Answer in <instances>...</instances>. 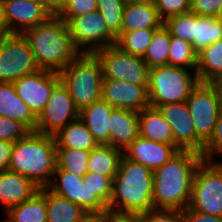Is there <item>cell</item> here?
<instances>
[{
	"label": "cell",
	"instance_id": "1",
	"mask_svg": "<svg viewBox=\"0 0 222 222\" xmlns=\"http://www.w3.org/2000/svg\"><path fill=\"white\" fill-rule=\"evenodd\" d=\"M203 160L192 150H179L154 173L153 208L183 211L188 207L193 177Z\"/></svg>",
	"mask_w": 222,
	"mask_h": 222
},
{
	"label": "cell",
	"instance_id": "2",
	"mask_svg": "<svg viewBox=\"0 0 222 222\" xmlns=\"http://www.w3.org/2000/svg\"><path fill=\"white\" fill-rule=\"evenodd\" d=\"M22 35L40 69L59 73L81 53L74 45L67 23L58 16H51Z\"/></svg>",
	"mask_w": 222,
	"mask_h": 222
},
{
	"label": "cell",
	"instance_id": "3",
	"mask_svg": "<svg viewBox=\"0 0 222 222\" xmlns=\"http://www.w3.org/2000/svg\"><path fill=\"white\" fill-rule=\"evenodd\" d=\"M56 148L54 136L28 132L13 144L8 169L39 188L47 187L57 167Z\"/></svg>",
	"mask_w": 222,
	"mask_h": 222
},
{
	"label": "cell",
	"instance_id": "4",
	"mask_svg": "<svg viewBox=\"0 0 222 222\" xmlns=\"http://www.w3.org/2000/svg\"><path fill=\"white\" fill-rule=\"evenodd\" d=\"M154 173L124 155L113 179L108 209L143 214L153 209Z\"/></svg>",
	"mask_w": 222,
	"mask_h": 222
},
{
	"label": "cell",
	"instance_id": "5",
	"mask_svg": "<svg viewBox=\"0 0 222 222\" xmlns=\"http://www.w3.org/2000/svg\"><path fill=\"white\" fill-rule=\"evenodd\" d=\"M59 74L79 111L101 99L102 67L94 53H80Z\"/></svg>",
	"mask_w": 222,
	"mask_h": 222
},
{
	"label": "cell",
	"instance_id": "6",
	"mask_svg": "<svg viewBox=\"0 0 222 222\" xmlns=\"http://www.w3.org/2000/svg\"><path fill=\"white\" fill-rule=\"evenodd\" d=\"M199 83L196 72L172 65L150 68L149 105L158 106L186 102L192 89Z\"/></svg>",
	"mask_w": 222,
	"mask_h": 222
},
{
	"label": "cell",
	"instance_id": "7",
	"mask_svg": "<svg viewBox=\"0 0 222 222\" xmlns=\"http://www.w3.org/2000/svg\"><path fill=\"white\" fill-rule=\"evenodd\" d=\"M188 208L222 217V162H200L193 177Z\"/></svg>",
	"mask_w": 222,
	"mask_h": 222
},
{
	"label": "cell",
	"instance_id": "8",
	"mask_svg": "<svg viewBox=\"0 0 222 222\" xmlns=\"http://www.w3.org/2000/svg\"><path fill=\"white\" fill-rule=\"evenodd\" d=\"M103 79H114L149 86L150 67L140 56L123 51L116 44L96 50Z\"/></svg>",
	"mask_w": 222,
	"mask_h": 222
},
{
	"label": "cell",
	"instance_id": "9",
	"mask_svg": "<svg viewBox=\"0 0 222 222\" xmlns=\"http://www.w3.org/2000/svg\"><path fill=\"white\" fill-rule=\"evenodd\" d=\"M186 102L196 135L205 144L210 139L222 112V98L213 83L199 82L190 92Z\"/></svg>",
	"mask_w": 222,
	"mask_h": 222
},
{
	"label": "cell",
	"instance_id": "10",
	"mask_svg": "<svg viewBox=\"0 0 222 222\" xmlns=\"http://www.w3.org/2000/svg\"><path fill=\"white\" fill-rule=\"evenodd\" d=\"M39 69L22 34L8 33L0 38V82L14 83Z\"/></svg>",
	"mask_w": 222,
	"mask_h": 222
},
{
	"label": "cell",
	"instance_id": "11",
	"mask_svg": "<svg viewBox=\"0 0 222 222\" xmlns=\"http://www.w3.org/2000/svg\"><path fill=\"white\" fill-rule=\"evenodd\" d=\"M67 25L74 45L81 53H94L96 50L116 44L117 38L108 30L98 11L72 17Z\"/></svg>",
	"mask_w": 222,
	"mask_h": 222
},
{
	"label": "cell",
	"instance_id": "12",
	"mask_svg": "<svg viewBox=\"0 0 222 222\" xmlns=\"http://www.w3.org/2000/svg\"><path fill=\"white\" fill-rule=\"evenodd\" d=\"M77 118H79V110L75 107L68 88L60 81L52 90L48 102L37 117L35 131L55 136Z\"/></svg>",
	"mask_w": 222,
	"mask_h": 222
},
{
	"label": "cell",
	"instance_id": "13",
	"mask_svg": "<svg viewBox=\"0 0 222 222\" xmlns=\"http://www.w3.org/2000/svg\"><path fill=\"white\" fill-rule=\"evenodd\" d=\"M61 81L58 72L39 69L24 75L13 84L18 97L38 117L43 111L54 87Z\"/></svg>",
	"mask_w": 222,
	"mask_h": 222
},
{
	"label": "cell",
	"instance_id": "14",
	"mask_svg": "<svg viewBox=\"0 0 222 222\" xmlns=\"http://www.w3.org/2000/svg\"><path fill=\"white\" fill-rule=\"evenodd\" d=\"M157 108L172 129L174 143L181 150L202 154L205 144L196 135L187 102L164 104Z\"/></svg>",
	"mask_w": 222,
	"mask_h": 222
},
{
	"label": "cell",
	"instance_id": "15",
	"mask_svg": "<svg viewBox=\"0 0 222 222\" xmlns=\"http://www.w3.org/2000/svg\"><path fill=\"white\" fill-rule=\"evenodd\" d=\"M7 33L22 34L51 16L40 2L31 0H0Z\"/></svg>",
	"mask_w": 222,
	"mask_h": 222
},
{
	"label": "cell",
	"instance_id": "16",
	"mask_svg": "<svg viewBox=\"0 0 222 222\" xmlns=\"http://www.w3.org/2000/svg\"><path fill=\"white\" fill-rule=\"evenodd\" d=\"M101 99L114 109L140 112L150 106L148 86L114 79H102Z\"/></svg>",
	"mask_w": 222,
	"mask_h": 222
},
{
	"label": "cell",
	"instance_id": "17",
	"mask_svg": "<svg viewBox=\"0 0 222 222\" xmlns=\"http://www.w3.org/2000/svg\"><path fill=\"white\" fill-rule=\"evenodd\" d=\"M178 151L174 145L155 142L138 136L123 151V155L133 162L147 166L154 172Z\"/></svg>",
	"mask_w": 222,
	"mask_h": 222
},
{
	"label": "cell",
	"instance_id": "18",
	"mask_svg": "<svg viewBox=\"0 0 222 222\" xmlns=\"http://www.w3.org/2000/svg\"><path fill=\"white\" fill-rule=\"evenodd\" d=\"M47 188L55 194L69 199L71 202L81 206L86 212L91 213L90 189L83 177L63 169H56ZM55 178H58L54 180Z\"/></svg>",
	"mask_w": 222,
	"mask_h": 222
},
{
	"label": "cell",
	"instance_id": "19",
	"mask_svg": "<svg viewBox=\"0 0 222 222\" xmlns=\"http://www.w3.org/2000/svg\"><path fill=\"white\" fill-rule=\"evenodd\" d=\"M37 191L39 187L17 172H0V203L5 211L30 199Z\"/></svg>",
	"mask_w": 222,
	"mask_h": 222
},
{
	"label": "cell",
	"instance_id": "20",
	"mask_svg": "<svg viewBox=\"0 0 222 222\" xmlns=\"http://www.w3.org/2000/svg\"><path fill=\"white\" fill-rule=\"evenodd\" d=\"M164 25V21L158 14L153 1L126 3L122 32H132L136 30H158Z\"/></svg>",
	"mask_w": 222,
	"mask_h": 222
},
{
	"label": "cell",
	"instance_id": "21",
	"mask_svg": "<svg viewBox=\"0 0 222 222\" xmlns=\"http://www.w3.org/2000/svg\"><path fill=\"white\" fill-rule=\"evenodd\" d=\"M138 136V112L115 109L110 116V145L124 151Z\"/></svg>",
	"mask_w": 222,
	"mask_h": 222
},
{
	"label": "cell",
	"instance_id": "22",
	"mask_svg": "<svg viewBox=\"0 0 222 222\" xmlns=\"http://www.w3.org/2000/svg\"><path fill=\"white\" fill-rule=\"evenodd\" d=\"M115 109L102 99L79 111V119L98 144L110 145V116Z\"/></svg>",
	"mask_w": 222,
	"mask_h": 222
},
{
	"label": "cell",
	"instance_id": "23",
	"mask_svg": "<svg viewBox=\"0 0 222 222\" xmlns=\"http://www.w3.org/2000/svg\"><path fill=\"white\" fill-rule=\"evenodd\" d=\"M0 116L20 122L29 132L35 131L37 117L18 97L13 83L0 82Z\"/></svg>",
	"mask_w": 222,
	"mask_h": 222
},
{
	"label": "cell",
	"instance_id": "24",
	"mask_svg": "<svg viewBox=\"0 0 222 222\" xmlns=\"http://www.w3.org/2000/svg\"><path fill=\"white\" fill-rule=\"evenodd\" d=\"M139 117V136L145 139L174 145L181 150L175 143L173 132L170 125L158 108L147 107L138 112Z\"/></svg>",
	"mask_w": 222,
	"mask_h": 222
},
{
	"label": "cell",
	"instance_id": "25",
	"mask_svg": "<svg viewBox=\"0 0 222 222\" xmlns=\"http://www.w3.org/2000/svg\"><path fill=\"white\" fill-rule=\"evenodd\" d=\"M5 222H47L46 187L39 188L30 199L9 208Z\"/></svg>",
	"mask_w": 222,
	"mask_h": 222
},
{
	"label": "cell",
	"instance_id": "26",
	"mask_svg": "<svg viewBox=\"0 0 222 222\" xmlns=\"http://www.w3.org/2000/svg\"><path fill=\"white\" fill-rule=\"evenodd\" d=\"M123 151L108 144H98L90 150L88 172H95L112 180L116 176Z\"/></svg>",
	"mask_w": 222,
	"mask_h": 222
},
{
	"label": "cell",
	"instance_id": "27",
	"mask_svg": "<svg viewBox=\"0 0 222 222\" xmlns=\"http://www.w3.org/2000/svg\"><path fill=\"white\" fill-rule=\"evenodd\" d=\"M54 137L57 148L92 150L98 145L79 118L62 128Z\"/></svg>",
	"mask_w": 222,
	"mask_h": 222
},
{
	"label": "cell",
	"instance_id": "28",
	"mask_svg": "<svg viewBox=\"0 0 222 222\" xmlns=\"http://www.w3.org/2000/svg\"><path fill=\"white\" fill-rule=\"evenodd\" d=\"M199 82H214L222 75V39L197 54L195 70Z\"/></svg>",
	"mask_w": 222,
	"mask_h": 222
},
{
	"label": "cell",
	"instance_id": "29",
	"mask_svg": "<svg viewBox=\"0 0 222 222\" xmlns=\"http://www.w3.org/2000/svg\"><path fill=\"white\" fill-rule=\"evenodd\" d=\"M47 222H77L86 213L81 206L46 187Z\"/></svg>",
	"mask_w": 222,
	"mask_h": 222
},
{
	"label": "cell",
	"instance_id": "30",
	"mask_svg": "<svg viewBox=\"0 0 222 222\" xmlns=\"http://www.w3.org/2000/svg\"><path fill=\"white\" fill-rule=\"evenodd\" d=\"M83 182H87L90 189L91 213H103L108 209L112 196L113 180L95 172H87Z\"/></svg>",
	"mask_w": 222,
	"mask_h": 222
},
{
	"label": "cell",
	"instance_id": "31",
	"mask_svg": "<svg viewBox=\"0 0 222 222\" xmlns=\"http://www.w3.org/2000/svg\"><path fill=\"white\" fill-rule=\"evenodd\" d=\"M222 39V18L195 14V41L192 43L198 53L205 47Z\"/></svg>",
	"mask_w": 222,
	"mask_h": 222
},
{
	"label": "cell",
	"instance_id": "32",
	"mask_svg": "<svg viewBox=\"0 0 222 222\" xmlns=\"http://www.w3.org/2000/svg\"><path fill=\"white\" fill-rule=\"evenodd\" d=\"M170 40L171 33L164 25L155 32L142 57L150 68L168 65Z\"/></svg>",
	"mask_w": 222,
	"mask_h": 222
},
{
	"label": "cell",
	"instance_id": "33",
	"mask_svg": "<svg viewBox=\"0 0 222 222\" xmlns=\"http://www.w3.org/2000/svg\"><path fill=\"white\" fill-rule=\"evenodd\" d=\"M90 150L56 148V169H63L83 177L88 172Z\"/></svg>",
	"mask_w": 222,
	"mask_h": 222
},
{
	"label": "cell",
	"instance_id": "34",
	"mask_svg": "<svg viewBox=\"0 0 222 222\" xmlns=\"http://www.w3.org/2000/svg\"><path fill=\"white\" fill-rule=\"evenodd\" d=\"M197 54L191 42L171 36L168 65L186 69L193 68L195 72L197 67Z\"/></svg>",
	"mask_w": 222,
	"mask_h": 222
},
{
	"label": "cell",
	"instance_id": "35",
	"mask_svg": "<svg viewBox=\"0 0 222 222\" xmlns=\"http://www.w3.org/2000/svg\"><path fill=\"white\" fill-rule=\"evenodd\" d=\"M156 31L144 29L121 32L117 37L116 45L125 52L143 57Z\"/></svg>",
	"mask_w": 222,
	"mask_h": 222
},
{
	"label": "cell",
	"instance_id": "36",
	"mask_svg": "<svg viewBox=\"0 0 222 222\" xmlns=\"http://www.w3.org/2000/svg\"><path fill=\"white\" fill-rule=\"evenodd\" d=\"M124 0H97V11L106 22L108 30L117 38L122 32Z\"/></svg>",
	"mask_w": 222,
	"mask_h": 222
},
{
	"label": "cell",
	"instance_id": "37",
	"mask_svg": "<svg viewBox=\"0 0 222 222\" xmlns=\"http://www.w3.org/2000/svg\"><path fill=\"white\" fill-rule=\"evenodd\" d=\"M171 36L193 43L195 41V13L188 12L173 16L164 21Z\"/></svg>",
	"mask_w": 222,
	"mask_h": 222
},
{
	"label": "cell",
	"instance_id": "38",
	"mask_svg": "<svg viewBox=\"0 0 222 222\" xmlns=\"http://www.w3.org/2000/svg\"><path fill=\"white\" fill-rule=\"evenodd\" d=\"M153 2L163 21L191 11V0H153Z\"/></svg>",
	"mask_w": 222,
	"mask_h": 222
},
{
	"label": "cell",
	"instance_id": "39",
	"mask_svg": "<svg viewBox=\"0 0 222 222\" xmlns=\"http://www.w3.org/2000/svg\"><path fill=\"white\" fill-rule=\"evenodd\" d=\"M95 11H97V0H67L65 8L58 17L67 23L72 17Z\"/></svg>",
	"mask_w": 222,
	"mask_h": 222
},
{
	"label": "cell",
	"instance_id": "40",
	"mask_svg": "<svg viewBox=\"0 0 222 222\" xmlns=\"http://www.w3.org/2000/svg\"><path fill=\"white\" fill-rule=\"evenodd\" d=\"M214 154L222 155V112L218 116L210 139L205 143L201 156L203 160L213 163Z\"/></svg>",
	"mask_w": 222,
	"mask_h": 222
},
{
	"label": "cell",
	"instance_id": "41",
	"mask_svg": "<svg viewBox=\"0 0 222 222\" xmlns=\"http://www.w3.org/2000/svg\"><path fill=\"white\" fill-rule=\"evenodd\" d=\"M29 131L18 121L0 116V140L15 143Z\"/></svg>",
	"mask_w": 222,
	"mask_h": 222
},
{
	"label": "cell",
	"instance_id": "42",
	"mask_svg": "<svg viewBox=\"0 0 222 222\" xmlns=\"http://www.w3.org/2000/svg\"><path fill=\"white\" fill-rule=\"evenodd\" d=\"M141 222H184L181 210L152 209L140 214Z\"/></svg>",
	"mask_w": 222,
	"mask_h": 222
},
{
	"label": "cell",
	"instance_id": "43",
	"mask_svg": "<svg viewBox=\"0 0 222 222\" xmlns=\"http://www.w3.org/2000/svg\"><path fill=\"white\" fill-rule=\"evenodd\" d=\"M221 0H191V12L200 16L220 17Z\"/></svg>",
	"mask_w": 222,
	"mask_h": 222
},
{
	"label": "cell",
	"instance_id": "44",
	"mask_svg": "<svg viewBox=\"0 0 222 222\" xmlns=\"http://www.w3.org/2000/svg\"><path fill=\"white\" fill-rule=\"evenodd\" d=\"M103 220L104 222H141L138 213L119 212L110 209L103 212Z\"/></svg>",
	"mask_w": 222,
	"mask_h": 222
},
{
	"label": "cell",
	"instance_id": "45",
	"mask_svg": "<svg viewBox=\"0 0 222 222\" xmlns=\"http://www.w3.org/2000/svg\"><path fill=\"white\" fill-rule=\"evenodd\" d=\"M182 215L184 222H222V217L196 212L188 207L182 211Z\"/></svg>",
	"mask_w": 222,
	"mask_h": 222
},
{
	"label": "cell",
	"instance_id": "46",
	"mask_svg": "<svg viewBox=\"0 0 222 222\" xmlns=\"http://www.w3.org/2000/svg\"><path fill=\"white\" fill-rule=\"evenodd\" d=\"M13 142L0 140V172L8 170Z\"/></svg>",
	"mask_w": 222,
	"mask_h": 222
},
{
	"label": "cell",
	"instance_id": "47",
	"mask_svg": "<svg viewBox=\"0 0 222 222\" xmlns=\"http://www.w3.org/2000/svg\"><path fill=\"white\" fill-rule=\"evenodd\" d=\"M67 0H40L43 8L50 16H59L65 8Z\"/></svg>",
	"mask_w": 222,
	"mask_h": 222
},
{
	"label": "cell",
	"instance_id": "48",
	"mask_svg": "<svg viewBox=\"0 0 222 222\" xmlns=\"http://www.w3.org/2000/svg\"><path fill=\"white\" fill-rule=\"evenodd\" d=\"M77 222H104L103 213H86Z\"/></svg>",
	"mask_w": 222,
	"mask_h": 222
},
{
	"label": "cell",
	"instance_id": "49",
	"mask_svg": "<svg viewBox=\"0 0 222 222\" xmlns=\"http://www.w3.org/2000/svg\"><path fill=\"white\" fill-rule=\"evenodd\" d=\"M6 34H8V33H7V30H6L5 24L3 22L2 5H1V1H0V35L3 36V35H6Z\"/></svg>",
	"mask_w": 222,
	"mask_h": 222
},
{
	"label": "cell",
	"instance_id": "50",
	"mask_svg": "<svg viewBox=\"0 0 222 222\" xmlns=\"http://www.w3.org/2000/svg\"><path fill=\"white\" fill-rule=\"evenodd\" d=\"M218 90L219 95L222 98V75L219 76L214 82H212Z\"/></svg>",
	"mask_w": 222,
	"mask_h": 222
},
{
	"label": "cell",
	"instance_id": "51",
	"mask_svg": "<svg viewBox=\"0 0 222 222\" xmlns=\"http://www.w3.org/2000/svg\"><path fill=\"white\" fill-rule=\"evenodd\" d=\"M126 3H135V2H149L153 0H124Z\"/></svg>",
	"mask_w": 222,
	"mask_h": 222
},
{
	"label": "cell",
	"instance_id": "52",
	"mask_svg": "<svg viewBox=\"0 0 222 222\" xmlns=\"http://www.w3.org/2000/svg\"><path fill=\"white\" fill-rule=\"evenodd\" d=\"M220 18H222V0H221V5H220Z\"/></svg>",
	"mask_w": 222,
	"mask_h": 222
}]
</instances>
